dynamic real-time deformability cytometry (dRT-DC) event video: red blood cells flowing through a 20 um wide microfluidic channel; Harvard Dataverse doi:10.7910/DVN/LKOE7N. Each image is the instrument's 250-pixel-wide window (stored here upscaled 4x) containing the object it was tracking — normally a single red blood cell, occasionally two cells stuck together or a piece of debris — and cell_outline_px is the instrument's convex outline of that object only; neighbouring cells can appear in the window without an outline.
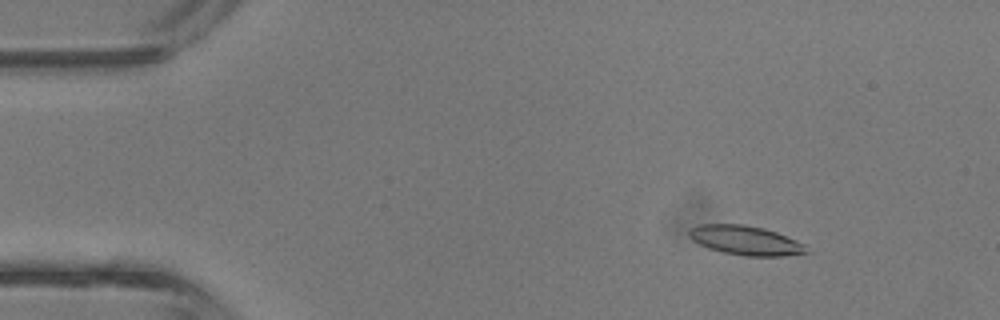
{"species": "common noctule bat (a hibernating species)", "species_latin": "Nyctalus noctula", "temperature_condition": "room temperature", "stored_images_in_passage": 41, "camera_frame_rate_fps": 3000, "um_per_image_px": 0.085, "animal": {"sex": "male", "body_mass_g": 13.3}, "frame": {"image": 1, "passage_image": 5, "time_ms": 1.333, "image_size_px": [1000, 320], "cell_outline_px": [[808, 252], [784, 256], [744, 256], [724, 252], [708, 248], [692, 240], [688, 236], [688, 232], [692, 228], [700, 224], [744, 224], [764, 228], [776, 232], [796, 240], [804, 244]], "centroid_in_image_um": [63.35, 20.43], "position_along_channel_um": 21.6, "area_um2": 19.94}}
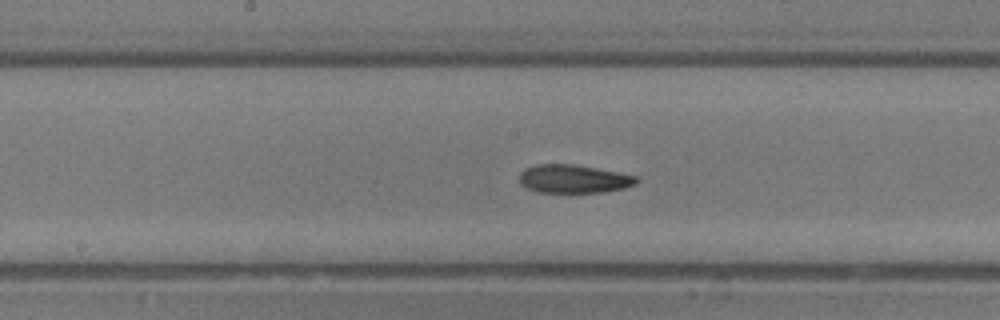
{"frame": {"image": 2, "passage_image": 21, "time_ms": 6.667, "image_size_px": [1000, 320], "cell_outline_px": [[640, 180], [636, 184], [624, 188], [604, 192], [540, 192], [528, 188], [520, 184], [520, 172], [524, 168], [536, 164], [572, 164], [596, 168], [636, 176]], "centroid_in_image_um": [48.75, 15.2], "position_along_channel_um": 199.4, "area_um2": 19.25}}
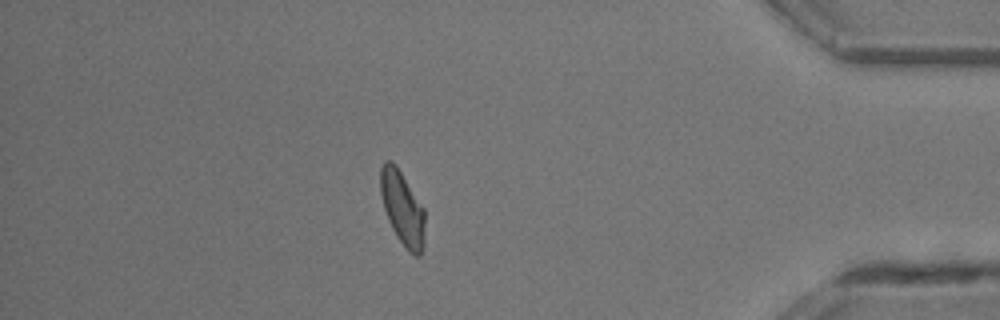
{"frame": {"image": 3, "passage_image": 36, "time_ms": 11.667, "image_size_px": [1000, 320], "cell_outline_px": [[424, 244], [420, 256], [416, 256], [408, 252], [396, 236], [388, 220], [384, 208], [380, 192], [380, 168], [384, 160], [392, 160], [396, 164], [424, 208]], "centroid_in_image_um": [34.19, 17.68], "position_along_channel_um": 401.0, "area_um2": 19.31}, "authors_computed_cell_mechanics": {"area_um2": 19.3052, "velocity_mm_per_s": 4.8974, "shape_relaxation_time_tau1_ms": 10.3308, "shape_relaxation_time_tau2_ms": 2.93, "deformation_change_tau1": 0.2643, "deformation_change_tau2": 0.1004}}